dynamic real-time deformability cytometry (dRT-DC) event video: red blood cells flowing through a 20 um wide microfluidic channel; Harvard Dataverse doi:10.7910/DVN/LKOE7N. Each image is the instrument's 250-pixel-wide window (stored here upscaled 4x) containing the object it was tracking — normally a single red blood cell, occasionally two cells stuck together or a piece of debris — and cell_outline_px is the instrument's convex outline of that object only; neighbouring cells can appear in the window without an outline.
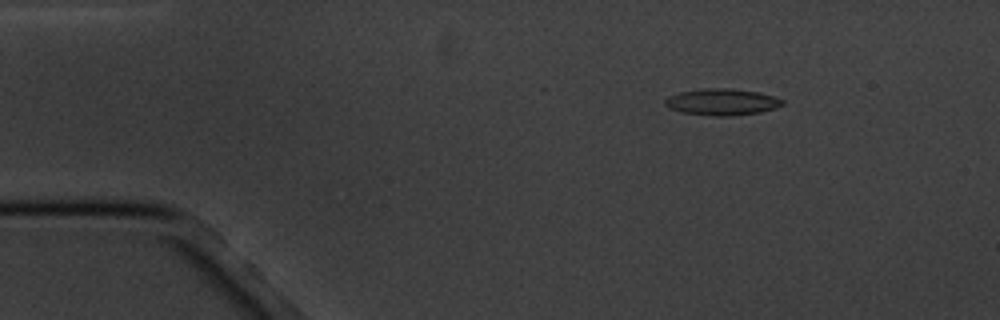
{"species": "common noctule bat (a hibernating species)", "species_latin": "Nyctalus noctula", "temperature_condition": "cold", "stored_images_in_passage": 7, "camera_frame_rate_fps": 3000, "um_per_image_px": 0.085, "animal": {"sex": "male", "body_mass_g": 20.1, "forearm_length_mm": 53.5}, "frame": {"image": 1, "passage_image": 3, "time_ms": 2.333, "image_size_px": [1000, 320], "cell_outline_px": [[784, 104], [776, 108], [760, 112], [728, 116], [712, 116], [680, 112], [664, 104], [664, 100], [668, 96], [680, 92], [704, 88], [732, 88], [760, 92], [784, 100]], "centroid_in_image_um": [61.38, 8.66], "position_along_channel_um": 23.6, "area_um2": 18.21}}
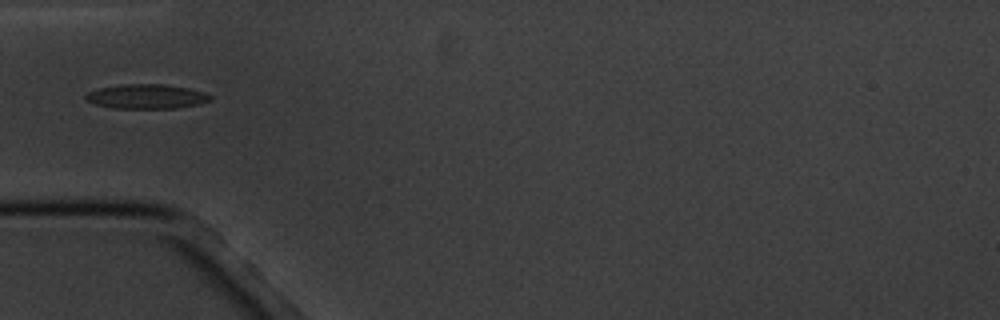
{"frame": {"image": 2, "passage_image": 6, "time_ms": 5.667, "image_size_px": [1000, 320], "cell_outline_px": [[212, 100], [196, 104], [176, 108], [112, 108], [92, 104], [84, 100], [84, 96], [88, 92], [96, 88], [120, 84], [164, 84], [188, 88], [204, 92], [212, 96]], "centroid_in_image_um": [12.38, 8.19], "position_along_channel_um": 72.6, "area_um2": 17.98}}
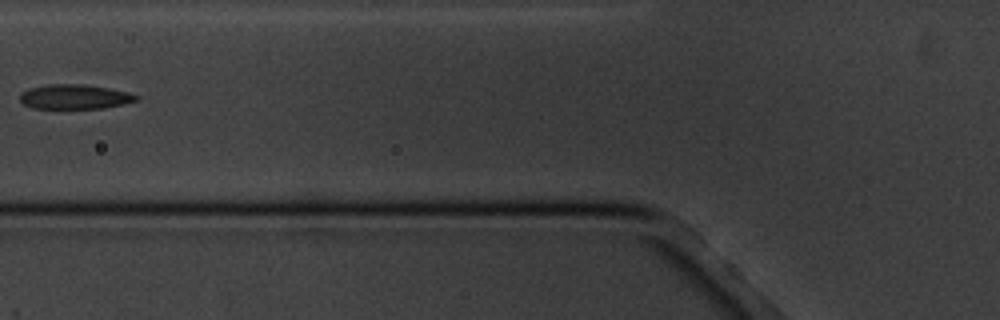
{"frame": {"image": 3, "passage_image": 7, "time_ms": 7.0, "image_size_px": [1000, 320], "cell_outline_px": [[140, 100], [124, 104], [104, 108], [32, 108], [24, 104], [20, 100], [20, 96], [28, 88], [48, 84], [84, 84], [108, 88], [128, 92], [140, 96]], "centroid_in_image_um": [6.39, 8.22], "position_along_channel_um": 119.4, "area_um2": 16.7}}